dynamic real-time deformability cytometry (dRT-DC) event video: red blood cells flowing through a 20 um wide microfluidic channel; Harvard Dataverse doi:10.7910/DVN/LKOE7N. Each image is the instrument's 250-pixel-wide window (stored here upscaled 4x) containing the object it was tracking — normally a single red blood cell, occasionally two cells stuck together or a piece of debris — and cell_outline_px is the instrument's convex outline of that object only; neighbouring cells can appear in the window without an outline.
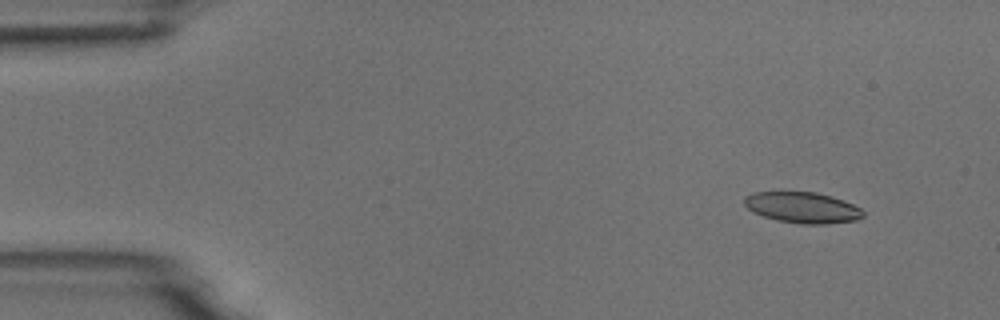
{"species": "common noctule bat (a hibernating species)", "species_latin": "Nyctalus noctula", "temperature_condition": "room temperature", "stored_images_in_passage": 5, "camera_frame_rate_fps": 3000, "um_per_image_px": 0.085, "animal": {"sex": "male", "body_mass_g": 18.8}, "frame": {"image": 1, "passage_image": 2, "time_ms": 1.333, "image_size_px": [1000, 320], "cell_outline_px": [[864, 216], [856, 220], [828, 224], [800, 224], [776, 220], [764, 216], [748, 208], [744, 204], [744, 196], [752, 192], [816, 192], [832, 196], [844, 200], [860, 208], [864, 212]], "centroid_in_image_um": [68.23, 17.64], "position_along_channel_um": 16.8, "area_um2": 21.44}}